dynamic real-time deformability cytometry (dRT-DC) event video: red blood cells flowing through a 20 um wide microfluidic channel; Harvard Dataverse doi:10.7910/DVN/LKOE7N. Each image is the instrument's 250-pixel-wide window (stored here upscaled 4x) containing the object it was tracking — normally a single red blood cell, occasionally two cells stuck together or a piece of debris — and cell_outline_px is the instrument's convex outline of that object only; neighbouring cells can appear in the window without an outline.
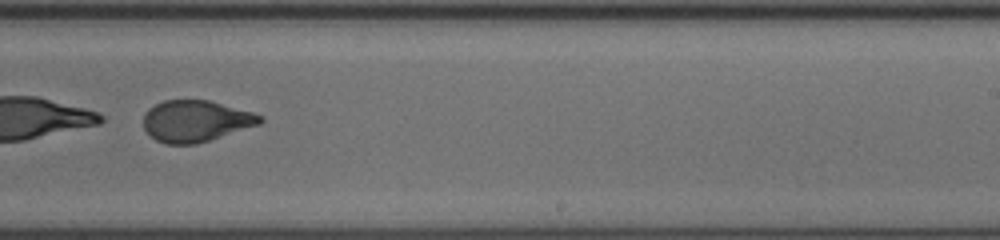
{"species": "human", "species_latin": "Homo sapiens", "temperature_condition": "cold", "stored_images_in_passage": 43, "segment_of_instrument_passage": [2, 2], "camera_frame_rate_fps": 3000, "um_per_image_px": 0.085, "donor": {"sex": "female"}, "frame": {"image": 1, "passage_image": 27, "time_ms": 8.667, "image_size_px": [1000, 240], "cell_outline_px": [[264, 120], [260, 124], [196, 144], [164, 144], [156, 140], [144, 128], [144, 112], [148, 108], [164, 100], [208, 100], [252, 112], [264, 116]], "centroid_in_image_um": [16.63, 10.28], "position_along_channel_um": 272.4, "area_um2": 28.03}}
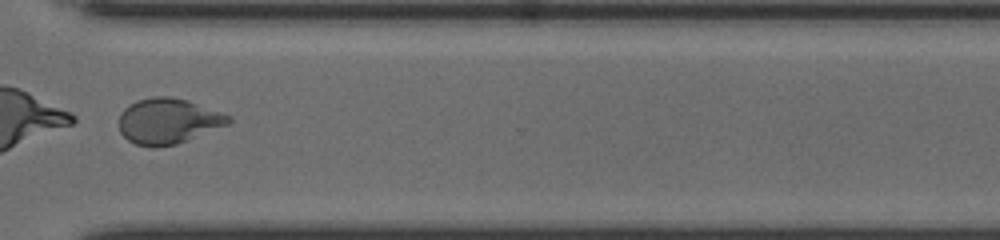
{"frame": {"image": 2, "passage_image": 34, "time_ms": 11.0, "image_size_px": [1000, 240], "cell_outline_px": [[232, 120], [228, 124], [176, 144], [156, 148], [152, 148], [136, 144], [128, 140], [120, 132], [120, 112], [124, 108], [136, 100], [152, 96], [168, 96], [188, 100], [232, 116]], "centroid_in_image_um": [14.27, 10.28], "position_along_channel_um": 356.3, "area_um2": 29.07}}